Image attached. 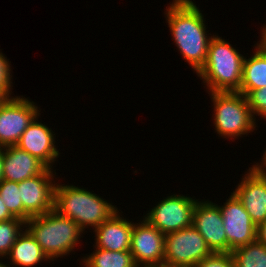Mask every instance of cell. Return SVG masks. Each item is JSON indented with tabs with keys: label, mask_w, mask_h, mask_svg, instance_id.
<instances>
[{
	"label": "cell",
	"mask_w": 266,
	"mask_h": 267,
	"mask_svg": "<svg viewBox=\"0 0 266 267\" xmlns=\"http://www.w3.org/2000/svg\"><path fill=\"white\" fill-rule=\"evenodd\" d=\"M54 210L73 220L83 231L96 229L118 208L99 195L74 185L55 184Z\"/></svg>",
	"instance_id": "obj_2"
},
{
	"label": "cell",
	"mask_w": 266,
	"mask_h": 267,
	"mask_svg": "<svg viewBox=\"0 0 266 267\" xmlns=\"http://www.w3.org/2000/svg\"><path fill=\"white\" fill-rule=\"evenodd\" d=\"M26 230L51 261L74 252L85 233L73 220L61 216L54 209L27 220Z\"/></svg>",
	"instance_id": "obj_4"
},
{
	"label": "cell",
	"mask_w": 266,
	"mask_h": 267,
	"mask_svg": "<svg viewBox=\"0 0 266 267\" xmlns=\"http://www.w3.org/2000/svg\"><path fill=\"white\" fill-rule=\"evenodd\" d=\"M213 102V123L219 137L239 139L254 132L256 118L248 106L246 96L240 92H209Z\"/></svg>",
	"instance_id": "obj_5"
},
{
	"label": "cell",
	"mask_w": 266,
	"mask_h": 267,
	"mask_svg": "<svg viewBox=\"0 0 266 267\" xmlns=\"http://www.w3.org/2000/svg\"><path fill=\"white\" fill-rule=\"evenodd\" d=\"M197 200L175 193L159 201L143 217L163 234L178 231L192 225Z\"/></svg>",
	"instance_id": "obj_7"
},
{
	"label": "cell",
	"mask_w": 266,
	"mask_h": 267,
	"mask_svg": "<svg viewBox=\"0 0 266 267\" xmlns=\"http://www.w3.org/2000/svg\"><path fill=\"white\" fill-rule=\"evenodd\" d=\"M46 168L41 161L16 145L3 147L4 180L19 183L41 174Z\"/></svg>",
	"instance_id": "obj_16"
},
{
	"label": "cell",
	"mask_w": 266,
	"mask_h": 267,
	"mask_svg": "<svg viewBox=\"0 0 266 267\" xmlns=\"http://www.w3.org/2000/svg\"><path fill=\"white\" fill-rule=\"evenodd\" d=\"M0 196L9 212L24 221V207L20 198L19 183L2 179L0 181Z\"/></svg>",
	"instance_id": "obj_22"
},
{
	"label": "cell",
	"mask_w": 266,
	"mask_h": 267,
	"mask_svg": "<svg viewBox=\"0 0 266 267\" xmlns=\"http://www.w3.org/2000/svg\"><path fill=\"white\" fill-rule=\"evenodd\" d=\"M165 234L145 218L133 224L131 248L137 266L163 265Z\"/></svg>",
	"instance_id": "obj_11"
},
{
	"label": "cell",
	"mask_w": 266,
	"mask_h": 267,
	"mask_svg": "<svg viewBox=\"0 0 266 267\" xmlns=\"http://www.w3.org/2000/svg\"><path fill=\"white\" fill-rule=\"evenodd\" d=\"M38 117L40 116H37L22 133L16 146L37 158L47 168L53 169L56 158L61 154L55 145L56 134L51 128L39 122Z\"/></svg>",
	"instance_id": "obj_14"
},
{
	"label": "cell",
	"mask_w": 266,
	"mask_h": 267,
	"mask_svg": "<svg viewBox=\"0 0 266 267\" xmlns=\"http://www.w3.org/2000/svg\"><path fill=\"white\" fill-rule=\"evenodd\" d=\"M82 258L80 263L83 267H137L130 251H110L95 247L91 254Z\"/></svg>",
	"instance_id": "obj_19"
},
{
	"label": "cell",
	"mask_w": 266,
	"mask_h": 267,
	"mask_svg": "<svg viewBox=\"0 0 266 267\" xmlns=\"http://www.w3.org/2000/svg\"><path fill=\"white\" fill-rule=\"evenodd\" d=\"M3 147H0V181L2 180L3 175Z\"/></svg>",
	"instance_id": "obj_29"
},
{
	"label": "cell",
	"mask_w": 266,
	"mask_h": 267,
	"mask_svg": "<svg viewBox=\"0 0 266 267\" xmlns=\"http://www.w3.org/2000/svg\"><path fill=\"white\" fill-rule=\"evenodd\" d=\"M0 267H9V264H5V262H2V260L0 259Z\"/></svg>",
	"instance_id": "obj_34"
},
{
	"label": "cell",
	"mask_w": 266,
	"mask_h": 267,
	"mask_svg": "<svg viewBox=\"0 0 266 267\" xmlns=\"http://www.w3.org/2000/svg\"><path fill=\"white\" fill-rule=\"evenodd\" d=\"M11 62L9 59L5 57L0 50V89L9 97H13L12 95V70H11Z\"/></svg>",
	"instance_id": "obj_25"
},
{
	"label": "cell",
	"mask_w": 266,
	"mask_h": 267,
	"mask_svg": "<svg viewBox=\"0 0 266 267\" xmlns=\"http://www.w3.org/2000/svg\"><path fill=\"white\" fill-rule=\"evenodd\" d=\"M36 105L28 98L15 96L0 106V147L17 145L22 133L41 115Z\"/></svg>",
	"instance_id": "obj_8"
},
{
	"label": "cell",
	"mask_w": 266,
	"mask_h": 267,
	"mask_svg": "<svg viewBox=\"0 0 266 267\" xmlns=\"http://www.w3.org/2000/svg\"><path fill=\"white\" fill-rule=\"evenodd\" d=\"M212 253L193 225L165 234L163 264L166 266L194 267Z\"/></svg>",
	"instance_id": "obj_6"
},
{
	"label": "cell",
	"mask_w": 266,
	"mask_h": 267,
	"mask_svg": "<svg viewBox=\"0 0 266 267\" xmlns=\"http://www.w3.org/2000/svg\"><path fill=\"white\" fill-rule=\"evenodd\" d=\"M260 170L266 173V164H255Z\"/></svg>",
	"instance_id": "obj_32"
},
{
	"label": "cell",
	"mask_w": 266,
	"mask_h": 267,
	"mask_svg": "<svg viewBox=\"0 0 266 267\" xmlns=\"http://www.w3.org/2000/svg\"><path fill=\"white\" fill-rule=\"evenodd\" d=\"M192 225L203 236L212 252H227V236L218 204L197 200Z\"/></svg>",
	"instance_id": "obj_13"
},
{
	"label": "cell",
	"mask_w": 266,
	"mask_h": 267,
	"mask_svg": "<svg viewBox=\"0 0 266 267\" xmlns=\"http://www.w3.org/2000/svg\"><path fill=\"white\" fill-rule=\"evenodd\" d=\"M244 56L228 41L213 35L204 66L196 74L208 92H238L242 83Z\"/></svg>",
	"instance_id": "obj_3"
},
{
	"label": "cell",
	"mask_w": 266,
	"mask_h": 267,
	"mask_svg": "<svg viewBox=\"0 0 266 267\" xmlns=\"http://www.w3.org/2000/svg\"><path fill=\"white\" fill-rule=\"evenodd\" d=\"M55 175V170L46 168L41 174L19 182L25 222L54 209Z\"/></svg>",
	"instance_id": "obj_9"
},
{
	"label": "cell",
	"mask_w": 266,
	"mask_h": 267,
	"mask_svg": "<svg viewBox=\"0 0 266 267\" xmlns=\"http://www.w3.org/2000/svg\"><path fill=\"white\" fill-rule=\"evenodd\" d=\"M235 267H266V246L257 239L230 252Z\"/></svg>",
	"instance_id": "obj_20"
},
{
	"label": "cell",
	"mask_w": 266,
	"mask_h": 267,
	"mask_svg": "<svg viewBox=\"0 0 266 267\" xmlns=\"http://www.w3.org/2000/svg\"><path fill=\"white\" fill-rule=\"evenodd\" d=\"M6 258L10 260L7 261L9 267H35L43 260L49 263L51 261L26 229L14 242Z\"/></svg>",
	"instance_id": "obj_17"
},
{
	"label": "cell",
	"mask_w": 266,
	"mask_h": 267,
	"mask_svg": "<svg viewBox=\"0 0 266 267\" xmlns=\"http://www.w3.org/2000/svg\"><path fill=\"white\" fill-rule=\"evenodd\" d=\"M263 29H261V34H260V41L257 43L266 50V25L263 24Z\"/></svg>",
	"instance_id": "obj_28"
},
{
	"label": "cell",
	"mask_w": 266,
	"mask_h": 267,
	"mask_svg": "<svg viewBox=\"0 0 266 267\" xmlns=\"http://www.w3.org/2000/svg\"><path fill=\"white\" fill-rule=\"evenodd\" d=\"M265 151H263L264 153H263V156H261L262 158H261V161L262 162H257V163H255V164H266V148L264 149Z\"/></svg>",
	"instance_id": "obj_31"
},
{
	"label": "cell",
	"mask_w": 266,
	"mask_h": 267,
	"mask_svg": "<svg viewBox=\"0 0 266 267\" xmlns=\"http://www.w3.org/2000/svg\"><path fill=\"white\" fill-rule=\"evenodd\" d=\"M8 99L9 97L0 89V106Z\"/></svg>",
	"instance_id": "obj_30"
},
{
	"label": "cell",
	"mask_w": 266,
	"mask_h": 267,
	"mask_svg": "<svg viewBox=\"0 0 266 267\" xmlns=\"http://www.w3.org/2000/svg\"><path fill=\"white\" fill-rule=\"evenodd\" d=\"M25 229L26 222L16 217L0 221V258L2 260Z\"/></svg>",
	"instance_id": "obj_21"
},
{
	"label": "cell",
	"mask_w": 266,
	"mask_h": 267,
	"mask_svg": "<svg viewBox=\"0 0 266 267\" xmlns=\"http://www.w3.org/2000/svg\"><path fill=\"white\" fill-rule=\"evenodd\" d=\"M218 206L227 236V252L256 240L257 226L233 192L222 206Z\"/></svg>",
	"instance_id": "obj_10"
},
{
	"label": "cell",
	"mask_w": 266,
	"mask_h": 267,
	"mask_svg": "<svg viewBox=\"0 0 266 267\" xmlns=\"http://www.w3.org/2000/svg\"><path fill=\"white\" fill-rule=\"evenodd\" d=\"M245 173L233 193L258 226L266 221V173L255 164Z\"/></svg>",
	"instance_id": "obj_12"
},
{
	"label": "cell",
	"mask_w": 266,
	"mask_h": 267,
	"mask_svg": "<svg viewBox=\"0 0 266 267\" xmlns=\"http://www.w3.org/2000/svg\"><path fill=\"white\" fill-rule=\"evenodd\" d=\"M15 218L4 204V200L0 196V221H7Z\"/></svg>",
	"instance_id": "obj_26"
},
{
	"label": "cell",
	"mask_w": 266,
	"mask_h": 267,
	"mask_svg": "<svg viewBox=\"0 0 266 267\" xmlns=\"http://www.w3.org/2000/svg\"><path fill=\"white\" fill-rule=\"evenodd\" d=\"M256 239L266 246V221L257 226Z\"/></svg>",
	"instance_id": "obj_27"
},
{
	"label": "cell",
	"mask_w": 266,
	"mask_h": 267,
	"mask_svg": "<svg viewBox=\"0 0 266 267\" xmlns=\"http://www.w3.org/2000/svg\"><path fill=\"white\" fill-rule=\"evenodd\" d=\"M194 267H235V264L230 252H213Z\"/></svg>",
	"instance_id": "obj_24"
},
{
	"label": "cell",
	"mask_w": 266,
	"mask_h": 267,
	"mask_svg": "<svg viewBox=\"0 0 266 267\" xmlns=\"http://www.w3.org/2000/svg\"><path fill=\"white\" fill-rule=\"evenodd\" d=\"M254 46L253 55L243 60L242 83L238 92L244 95L266 87V50L258 43Z\"/></svg>",
	"instance_id": "obj_18"
},
{
	"label": "cell",
	"mask_w": 266,
	"mask_h": 267,
	"mask_svg": "<svg viewBox=\"0 0 266 267\" xmlns=\"http://www.w3.org/2000/svg\"><path fill=\"white\" fill-rule=\"evenodd\" d=\"M137 267H167L166 265H150V266H137Z\"/></svg>",
	"instance_id": "obj_33"
},
{
	"label": "cell",
	"mask_w": 266,
	"mask_h": 267,
	"mask_svg": "<svg viewBox=\"0 0 266 267\" xmlns=\"http://www.w3.org/2000/svg\"><path fill=\"white\" fill-rule=\"evenodd\" d=\"M134 222L117 211L110 219L94 229V247L110 251H130Z\"/></svg>",
	"instance_id": "obj_15"
},
{
	"label": "cell",
	"mask_w": 266,
	"mask_h": 267,
	"mask_svg": "<svg viewBox=\"0 0 266 267\" xmlns=\"http://www.w3.org/2000/svg\"><path fill=\"white\" fill-rule=\"evenodd\" d=\"M245 96L253 117L260 116L259 118L266 119V87L252 90Z\"/></svg>",
	"instance_id": "obj_23"
},
{
	"label": "cell",
	"mask_w": 266,
	"mask_h": 267,
	"mask_svg": "<svg viewBox=\"0 0 266 267\" xmlns=\"http://www.w3.org/2000/svg\"><path fill=\"white\" fill-rule=\"evenodd\" d=\"M165 10L164 15L174 44L183 60L197 74L206 62L209 43L213 37L206 30L204 15L192 0H173Z\"/></svg>",
	"instance_id": "obj_1"
}]
</instances>
